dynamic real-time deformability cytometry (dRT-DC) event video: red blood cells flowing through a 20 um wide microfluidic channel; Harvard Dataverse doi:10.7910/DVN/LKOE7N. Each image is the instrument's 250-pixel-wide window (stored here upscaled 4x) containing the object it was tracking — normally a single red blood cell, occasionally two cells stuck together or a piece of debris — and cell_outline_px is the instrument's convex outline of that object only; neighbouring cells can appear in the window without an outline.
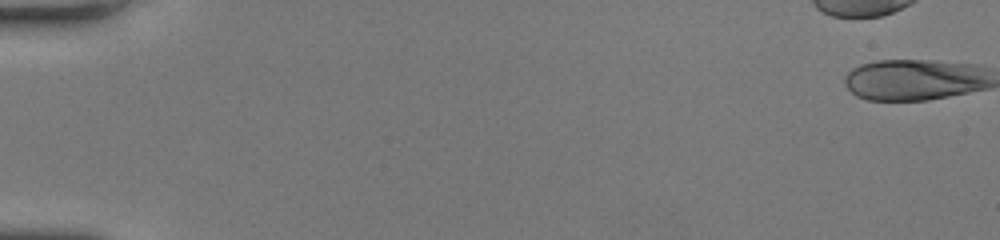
{"species": "human", "species_latin": "Homo sapiens", "temperature_condition": "room temperature", "stored_images_in_passage": 43, "camera_frame_rate_fps": 3000, "um_per_image_px": 0.085, "donor": {"sex": "female"}, "frame": {"image": 1, "passage_image": 1, "time_ms": 0.0, "image_size_px": [1000, 240], "cell_outline_px": [[976, 80], [972, 88], [960, 92], [920, 100], [876, 100], [860, 96], [856, 92], [860, 68], [868, 64], [892, 60], [908, 60], [924, 64]], "centroid_in_image_um": [77.21, 6.92], "position_along_channel_um": 7.8, "area_um2": 25.78}}
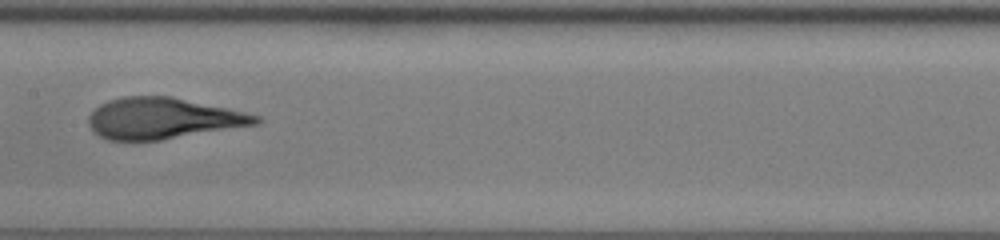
{"frame": {"image": 2, "passage_image": 26, "time_ms": 8.333, "image_size_px": [1000, 240], "cell_outline_px": [[256, 120], [144, 140], [128, 140], [108, 136], [100, 132], [96, 124], [100, 112], [104, 108], [124, 100], [176, 100], [248, 116]], "centroid_in_image_um": [13.7, 10.11], "position_along_channel_um": 193.7, "area_um2": 30.58}}
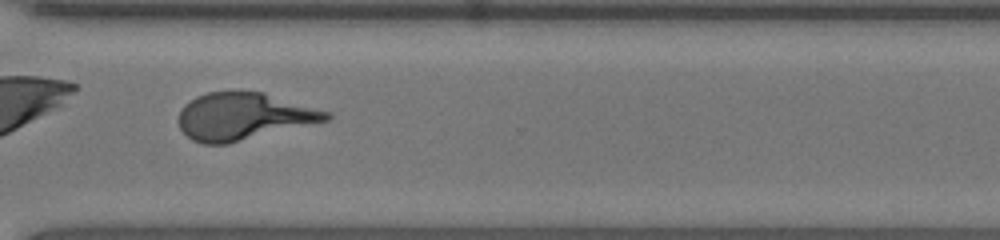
{"frame": {"image": 3, "passage_image": 36, "time_ms": 11.667, "image_size_px": [1000, 240], "cell_outline_px": [[328, 116], [320, 120], [232, 140], [196, 140], [184, 132], [180, 124], [180, 116], [184, 108], [188, 104], [200, 96], [216, 92], [256, 92], [320, 112]], "centroid_in_image_um": [20.51, 9.84], "position_along_channel_um": 350.1, "area_um2": 35.2}}